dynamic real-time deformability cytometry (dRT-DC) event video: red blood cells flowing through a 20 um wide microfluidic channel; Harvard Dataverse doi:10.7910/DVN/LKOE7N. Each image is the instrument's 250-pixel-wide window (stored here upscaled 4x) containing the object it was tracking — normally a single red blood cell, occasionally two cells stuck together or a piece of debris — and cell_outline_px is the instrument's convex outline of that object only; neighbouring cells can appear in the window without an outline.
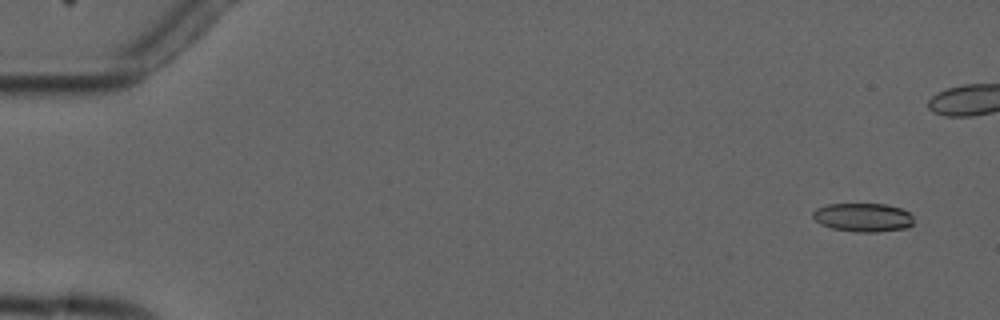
{"species": "common noctule bat (a hibernating species)", "species_latin": "Nyctalus noctula", "temperature_condition": "cold", "stored_images_in_passage": 6, "camera_frame_rate_fps": 3000, "um_per_image_px": 0.085, "animal": {"sex": "male", "forearm_length_mm": 52.5}, "frame": {"image": 1, "passage_image": 1, "time_ms": 0.0, "image_size_px": [1000, 320], "cell_outline_px": [[912, 224], [908, 228], [876, 232], [856, 232], [832, 228], [820, 224], [812, 216], [812, 212], [816, 208], [828, 204], [884, 204], [900, 208], [908, 212], [912, 216]], "centroid_in_image_um": [73.34, 18.48], "position_along_channel_um": 11.7, "area_um2": 16.82}}